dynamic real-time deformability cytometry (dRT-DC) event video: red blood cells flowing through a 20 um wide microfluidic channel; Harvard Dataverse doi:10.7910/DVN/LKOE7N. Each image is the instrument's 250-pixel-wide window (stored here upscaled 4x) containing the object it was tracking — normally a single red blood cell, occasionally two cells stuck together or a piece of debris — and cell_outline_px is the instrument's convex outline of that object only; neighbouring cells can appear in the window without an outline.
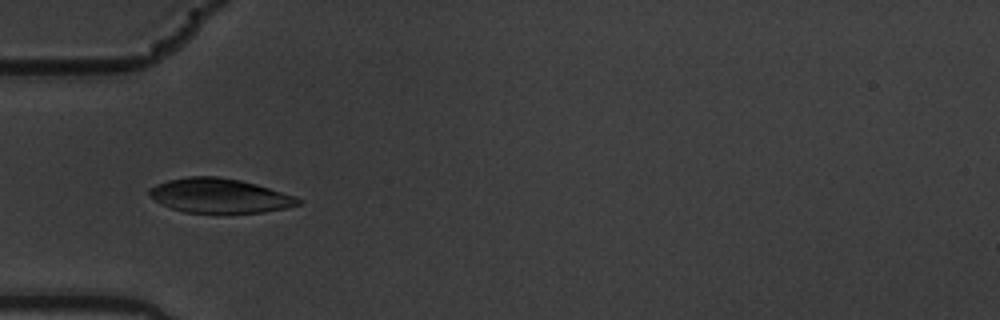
{"species": "common noctule bat (a hibernating species)", "species_latin": "Nyctalus noctula", "temperature_condition": "warm", "stored_images_in_passage": 7, "camera_frame_rate_fps": 3000, "um_per_image_px": 0.085, "animal": {"sex": "male", "body_mass_g": 19.5, "forearm_length_mm": 54.6}, "frame": {"image": 1, "passage_image": 6, "time_ms": 1.667, "image_size_px": [1000, 320], "cell_outline_px": [[304, 200], [300, 204], [284, 208], [264, 212], [184, 212], [160, 204], [148, 192], [148, 188], [156, 184], [168, 180], [188, 176], [216, 176], [240, 180], [256, 184], [296, 196]], "centroid_in_image_um": [18.67, 16.62], "position_along_channel_um": 66.3, "area_um2": 29.65}}
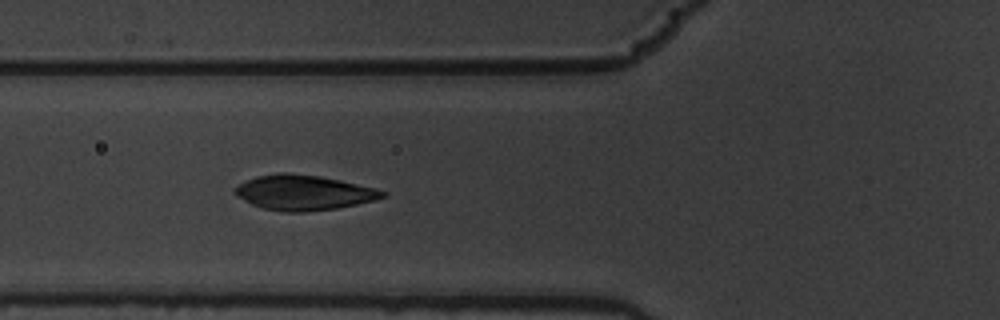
{"frame": {"image": 2, "passage_image": 7, "time_ms": 2.0, "image_size_px": [1000, 320], "cell_outline_px": [[388, 196], [376, 200], [336, 208], [304, 212], [284, 212], [264, 208], [252, 204], [236, 196], [232, 192], [232, 188], [244, 180], [256, 176], [280, 172], [288, 172], [320, 176], [340, 180], [376, 188], [388, 192]], "centroid_in_image_um": [25.79, 16.36], "position_along_channel_um": 100.0, "area_um2": 30.46}}